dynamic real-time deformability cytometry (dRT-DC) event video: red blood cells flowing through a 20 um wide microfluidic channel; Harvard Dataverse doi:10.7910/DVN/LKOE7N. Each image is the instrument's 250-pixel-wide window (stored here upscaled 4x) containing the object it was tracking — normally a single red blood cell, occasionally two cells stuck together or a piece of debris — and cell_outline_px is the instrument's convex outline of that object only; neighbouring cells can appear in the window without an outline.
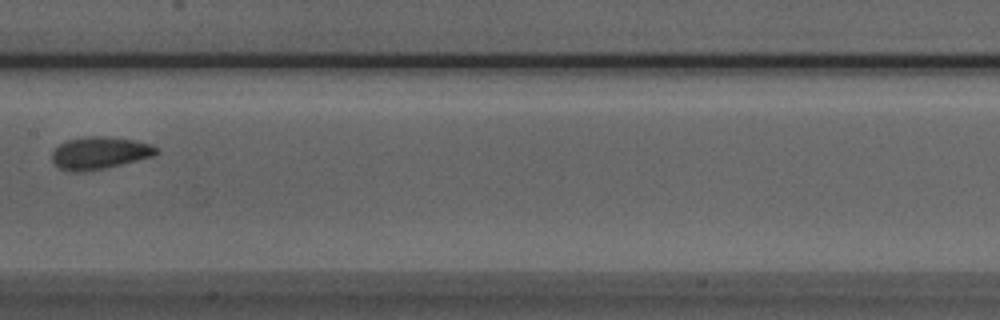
{"species": "Egyptian fruit bat (a non-hibernating species)", "species_latin": "Rousettus aegyptiacus", "temperature_condition": "room temperature", "stored_images_in_passage": 5, "camera_frame_rate_fps": 3000, "um_per_image_px": 0.085, "animal": {"sex": "male"}, "frame": {"image": 1, "passage_image": 5, "time_ms": 1.333, "image_size_px": [1000, 320], "cell_outline_px": [[160, 152], [152, 156], [104, 168], [84, 172], [72, 172], [60, 168], [52, 160], [52, 152], [60, 144], [68, 140], [84, 136], [104, 136], [132, 140], [148, 144], [156, 148]], "centroid_in_image_um": [8.42, 13.0], "position_along_channel_um": 199.0, "area_um2": 19.31}}